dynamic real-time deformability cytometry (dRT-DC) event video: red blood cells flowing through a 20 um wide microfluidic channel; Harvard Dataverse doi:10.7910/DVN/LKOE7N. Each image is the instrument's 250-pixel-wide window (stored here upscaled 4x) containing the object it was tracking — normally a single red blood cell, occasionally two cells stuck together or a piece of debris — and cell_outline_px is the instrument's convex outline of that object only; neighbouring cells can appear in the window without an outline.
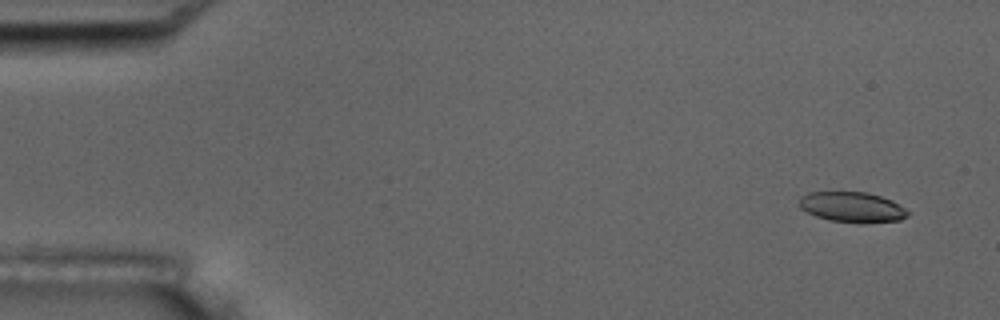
{"species": "common noctule bat (a hibernating species)", "species_latin": "Nyctalus noctula", "temperature_condition": "room temperature", "stored_images_in_passage": 5, "camera_frame_rate_fps": 3000, "um_per_image_px": 0.085, "animal": {"sex": "male", "body_mass_g": 17.5, "forearm_length_mm": 52.3}, "frame": {"image": 1, "passage_image": 2, "time_ms": 1.0, "image_size_px": [1000, 320], "cell_outline_px": [[912, 212], [908, 216], [900, 220], [828, 220], [816, 216], [800, 208], [800, 196], [808, 192], [868, 192], [892, 200]], "centroid_in_image_um": [72.43, 17.55], "position_along_channel_um": 12.6, "area_um2": 18.44}}
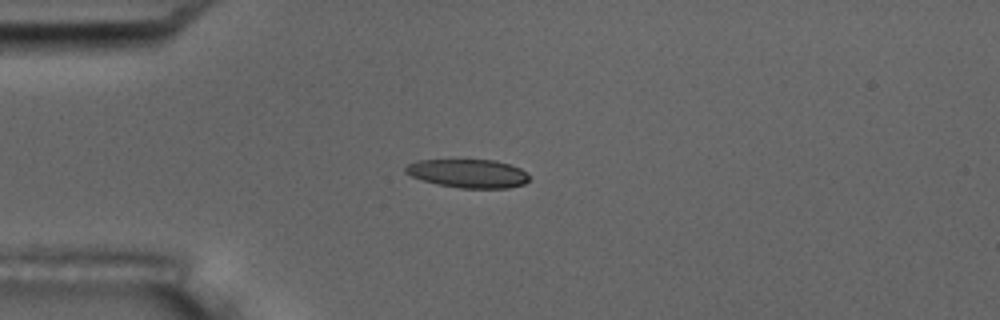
{"frame": {"image": 2, "passage_image": 5, "time_ms": 4.667, "image_size_px": [1000, 320], "cell_outline_px": [[528, 180], [524, 184], [508, 188], [460, 188], [440, 184], [424, 180], [412, 176], [404, 172], [404, 168], [408, 164], [420, 160], [496, 160], [520, 168], [528, 176]], "centroid_in_image_um": [39.79, 14.74], "position_along_channel_um": 45.2, "area_um2": 20.29}}